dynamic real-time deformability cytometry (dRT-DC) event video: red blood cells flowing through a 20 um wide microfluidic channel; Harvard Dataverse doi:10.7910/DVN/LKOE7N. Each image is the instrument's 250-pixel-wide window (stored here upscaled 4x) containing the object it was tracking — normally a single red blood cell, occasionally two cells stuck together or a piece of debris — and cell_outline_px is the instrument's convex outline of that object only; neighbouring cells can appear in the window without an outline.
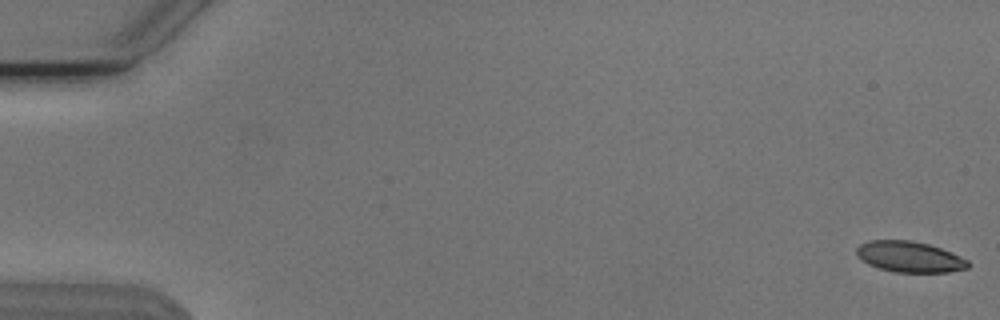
{"species": "Egyptian fruit bat (a non-hibernating species)", "species_latin": "Rousettus aegyptiacus", "temperature_condition": "cold", "stored_images_in_passage": 55, "camera_frame_rate_fps": 3000, "um_per_image_px": 0.085, "animal": {"sex": "male"}, "frame": {"image": 1, "passage_image": 1, "time_ms": 0.0, "image_size_px": [1000, 320], "cell_outline_px": [[968, 268], [948, 272], [892, 272], [868, 264], [856, 252], [856, 248], [860, 244], [872, 240], [908, 240], [928, 244], [940, 248], [960, 256], [968, 260]], "centroid_in_image_um": [77.32, 21.83], "position_along_channel_um": 7.7, "area_um2": 19.77}}
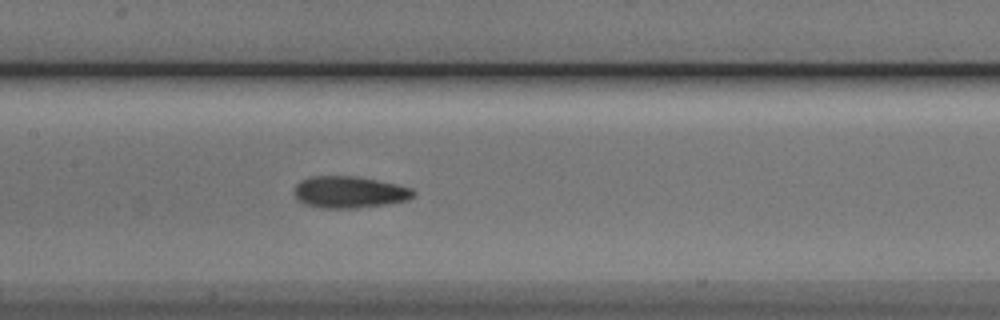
{"frame": {"image": 2, "passage_image": 27, "time_ms": 8.667, "image_size_px": [1000, 320], "cell_outline_px": [[416, 192], [408, 200], [388, 204], [356, 208], [324, 208], [304, 204], [292, 192], [296, 184], [300, 180], [312, 176], [356, 176], [396, 184], [412, 188]], "centroid_in_image_um": [29.69, 16.33], "position_along_channel_um": 177.7, "area_um2": 22.08}}
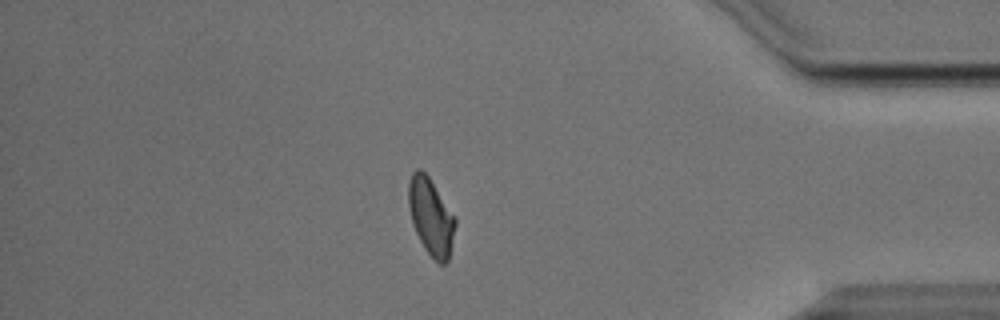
{"frame": {"image": 3, "passage_image": 47, "time_ms": 15.333, "image_size_px": [1000, 320], "cell_outline_px": [[456, 224], [448, 260], [444, 264], [440, 264], [424, 248], [412, 224], [408, 208], [408, 184], [412, 172], [416, 168], [420, 168], [428, 176], [456, 220]], "centroid_in_image_um": [36.59, 18.4], "position_along_channel_um": 398.6, "area_um2": 20.58}}